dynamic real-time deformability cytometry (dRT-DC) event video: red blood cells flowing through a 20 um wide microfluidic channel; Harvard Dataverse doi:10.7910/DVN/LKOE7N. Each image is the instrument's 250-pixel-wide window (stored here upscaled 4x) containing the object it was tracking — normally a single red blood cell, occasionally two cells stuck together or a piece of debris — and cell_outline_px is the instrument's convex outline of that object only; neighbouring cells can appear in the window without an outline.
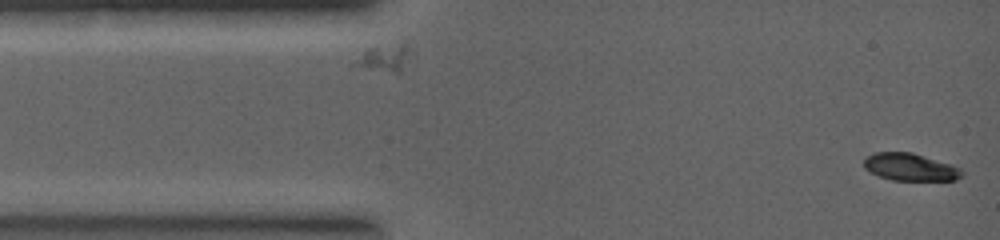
{"species": "common noctule bat (a hibernating species)", "species_latin": "Nyctalus noctula", "temperature_condition": "warm", "stored_images_in_passage": 4, "camera_frame_rate_fps": 5000, "um_per_image_px": 0.085, "animal": {"sex": "female", "body_mass_g": 19.0, "forearm_length_mm": 53.3}, "frame": {"image": 1, "passage_image": 1, "time_ms": 0.0, "image_size_px": [1000, 240], "cell_outline_px": [[964, 176], [956, 180], [892, 180], [880, 176], [864, 168], [864, 160], [868, 156], [876, 152], [912, 152], [960, 168], [964, 172]], "centroid_in_image_um": [77.39, 14.21], "position_along_channel_um": 7.6, "area_um2": 15.43}}